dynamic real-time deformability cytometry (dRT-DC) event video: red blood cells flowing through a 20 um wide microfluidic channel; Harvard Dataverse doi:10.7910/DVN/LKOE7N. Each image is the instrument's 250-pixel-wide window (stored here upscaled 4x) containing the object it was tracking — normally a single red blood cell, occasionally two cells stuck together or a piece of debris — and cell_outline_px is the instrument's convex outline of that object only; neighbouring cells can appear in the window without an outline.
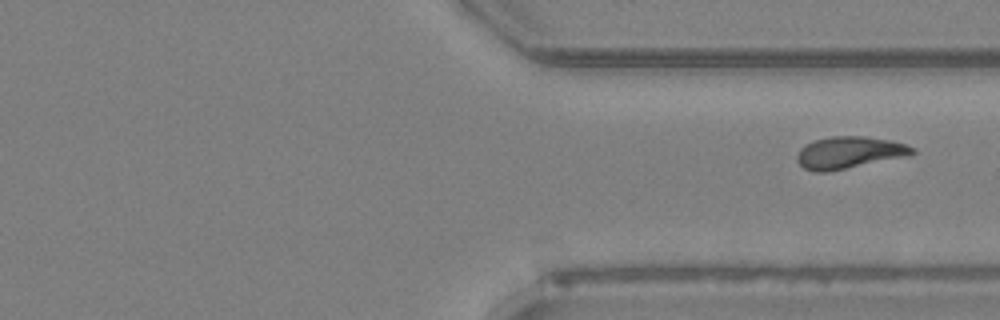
{"species": "Egyptian fruit bat (a non-hibernating species)", "species_latin": "Rousettus aegyptiacus", "temperature_condition": "room temperature", "stored_images_in_passage": 42, "segment_of_instrument_passage": [2, 2], "camera_frame_rate_fps": 3000, "um_per_image_px": 0.085, "animal": {"sex": "female"}, "frame": {"image": 1, "passage_image": 42, "time_ms": 13.667, "image_size_px": [1000, 320], "cell_outline_px": [[916, 152], [904, 156], [828, 172], [816, 172], [804, 168], [796, 160], [796, 156], [800, 148], [812, 140], [832, 136], [864, 136], [888, 140], [904, 144], [916, 148]], "centroid_in_image_um": [72.12, 12.96], "position_along_channel_um": 339.3, "area_um2": 21.27}}